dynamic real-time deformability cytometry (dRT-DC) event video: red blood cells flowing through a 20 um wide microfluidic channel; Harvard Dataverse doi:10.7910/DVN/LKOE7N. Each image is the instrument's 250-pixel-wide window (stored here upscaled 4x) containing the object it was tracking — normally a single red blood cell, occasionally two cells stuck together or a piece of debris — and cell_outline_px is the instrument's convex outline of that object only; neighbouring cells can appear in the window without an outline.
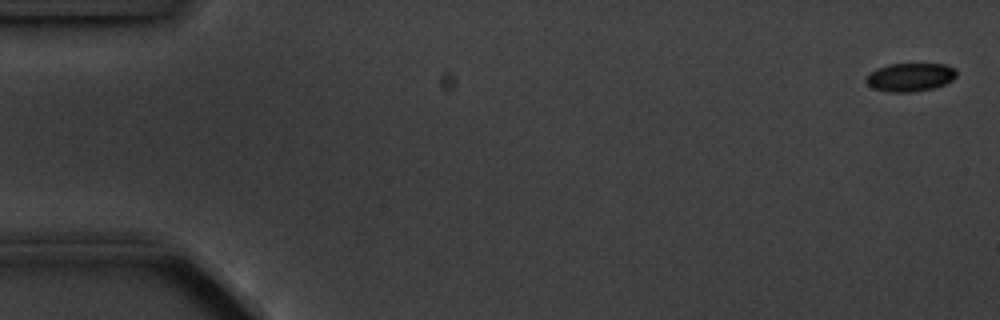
{"species": "common noctule bat (a hibernating species)", "species_latin": "Nyctalus noctula", "temperature_condition": "cold", "stored_images_in_passage": 5, "camera_frame_rate_fps": 3000, "um_per_image_px": 0.085, "animal": {"sex": "male", "body_mass_g": 20.1, "forearm_length_mm": 53.5}, "frame": {"image": 1, "passage_image": 1, "time_ms": 0.0, "image_size_px": [1000, 320], "cell_outline_px": [[956, 76], [952, 80], [944, 84], [932, 88], [912, 92], [888, 92], [872, 88], [864, 80], [876, 68], [888, 64], [944, 64], [956, 68]], "centroid_in_image_um": [77.36, 6.56], "position_along_channel_um": 7.6, "area_um2": 14.91}}
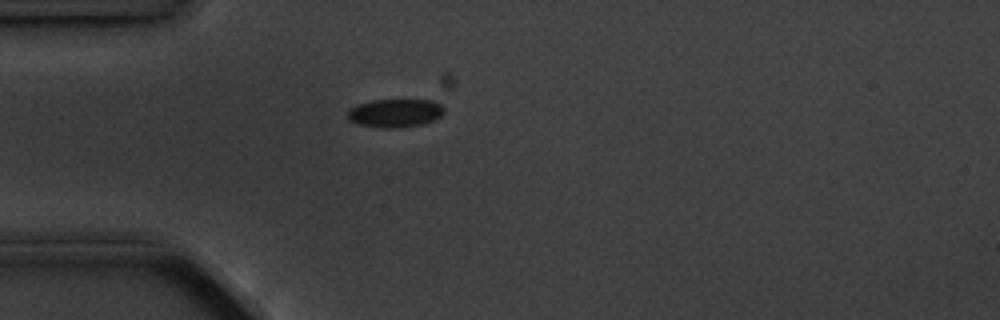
{"frame": {"image": 2, "passage_image": 5, "time_ms": 4.667, "image_size_px": [1000, 320], "cell_outline_px": [[444, 112], [440, 116], [424, 124], [392, 128], [380, 128], [356, 124], [348, 120], [348, 108], [356, 104], [372, 100], [432, 100], [440, 104], [444, 108]], "centroid_in_image_um": [33.53, 9.61], "position_along_channel_um": 51.5, "area_um2": 16.07}}